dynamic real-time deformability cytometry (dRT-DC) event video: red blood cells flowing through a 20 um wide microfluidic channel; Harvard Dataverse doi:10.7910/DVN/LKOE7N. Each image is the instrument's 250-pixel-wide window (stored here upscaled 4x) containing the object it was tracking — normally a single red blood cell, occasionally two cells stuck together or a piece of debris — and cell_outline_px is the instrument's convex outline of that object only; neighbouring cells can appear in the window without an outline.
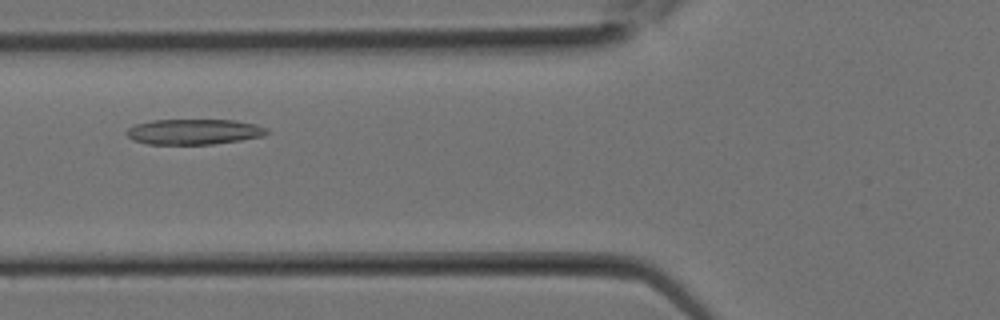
{"species": "Egyptian fruit bat (a non-hibernating species)", "species_latin": "Rousettus aegyptiacus", "temperature_condition": "room temperature", "stored_images_in_passage": 13, "camera_frame_rate_fps": 3000, "um_per_image_px": 0.085, "animal": {"sex": "female"}, "frame": {"image": 1, "passage_image": 5, "time_ms": 1.333, "image_size_px": [1000, 320], "cell_outline_px": [[268, 132], [264, 136], [240, 140], [212, 144], [148, 144], [132, 140], [124, 132], [128, 128], [136, 124], [152, 120], [232, 120], [256, 124], [268, 128]], "centroid_in_image_um": [16.47, 11.2], "position_along_channel_um": 109.3, "area_um2": 20.81}}
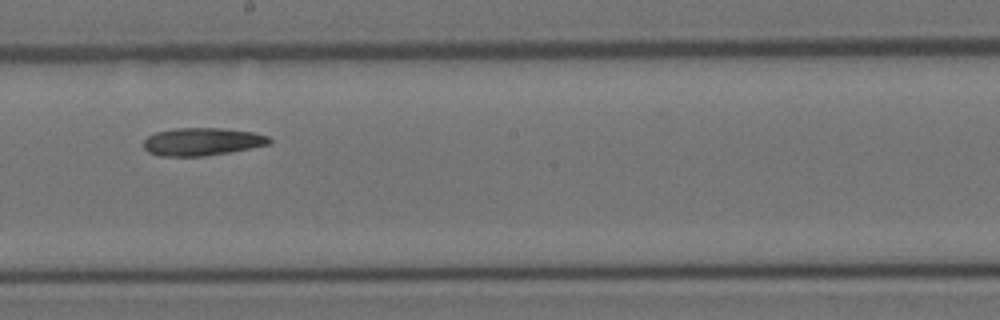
{"frame": {"image": 2, "passage_image": 10, "time_ms": 3.0, "image_size_px": [1000, 320], "cell_outline_px": [[272, 140], [268, 144], [232, 152], [204, 156], [160, 156], [148, 152], [144, 148], [144, 140], [148, 136], [156, 132], [176, 128], [220, 128], [252, 132], [268, 136]], "centroid_in_image_um": [17.16, 12.04], "position_along_channel_um": 231.0, "area_um2": 20.29}}
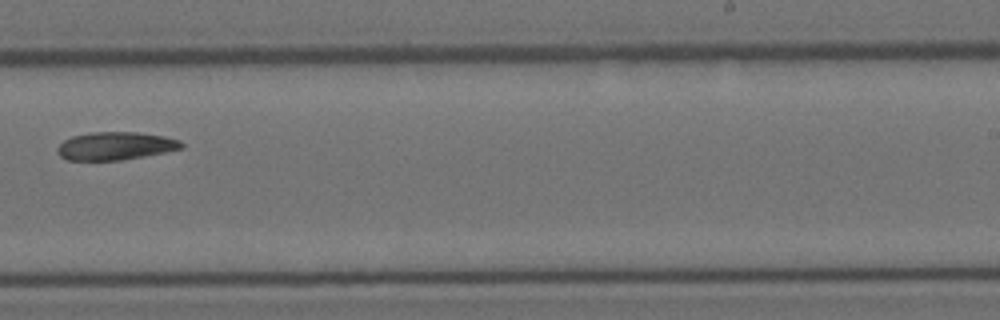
{"frame": {"image": 3, "passage_image": 12, "time_ms": 3.667, "image_size_px": [1000, 320], "cell_outline_px": [[184, 148], [144, 156], [120, 160], [68, 160], [60, 156], [56, 152], [56, 148], [64, 140], [72, 136], [92, 132], [140, 132], [164, 136], [180, 140], [184, 144]], "centroid_in_image_um": [9.81, 12.4], "position_along_channel_um": 279.2, "area_um2": 20.29}}